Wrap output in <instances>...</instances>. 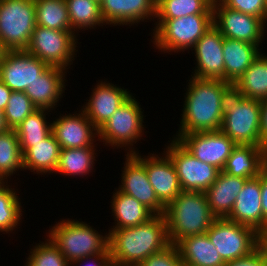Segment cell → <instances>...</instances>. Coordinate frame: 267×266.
I'll use <instances>...</instances> for the list:
<instances>
[{"mask_svg": "<svg viewBox=\"0 0 267 266\" xmlns=\"http://www.w3.org/2000/svg\"><path fill=\"white\" fill-rule=\"evenodd\" d=\"M73 32H79L106 26L101 14L100 3L95 0H65ZM82 30V31H80Z\"/></svg>", "mask_w": 267, "mask_h": 266, "instance_id": "32", "label": "cell"}, {"mask_svg": "<svg viewBox=\"0 0 267 266\" xmlns=\"http://www.w3.org/2000/svg\"><path fill=\"white\" fill-rule=\"evenodd\" d=\"M110 201L111 213L115 222L110 229L137 226L149 221L155 214L134 197L118 189L114 190Z\"/></svg>", "mask_w": 267, "mask_h": 266, "instance_id": "26", "label": "cell"}, {"mask_svg": "<svg viewBox=\"0 0 267 266\" xmlns=\"http://www.w3.org/2000/svg\"><path fill=\"white\" fill-rule=\"evenodd\" d=\"M259 247L263 250L267 260V227L259 233Z\"/></svg>", "mask_w": 267, "mask_h": 266, "instance_id": "46", "label": "cell"}, {"mask_svg": "<svg viewBox=\"0 0 267 266\" xmlns=\"http://www.w3.org/2000/svg\"><path fill=\"white\" fill-rule=\"evenodd\" d=\"M77 37L73 31H61L36 25L26 51L49 66L68 71L77 58L80 45L78 42L80 39Z\"/></svg>", "mask_w": 267, "mask_h": 266, "instance_id": "9", "label": "cell"}, {"mask_svg": "<svg viewBox=\"0 0 267 266\" xmlns=\"http://www.w3.org/2000/svg\"><path fill=\"white\" fill-rule=\"evenodd\" d=\"M260 136L262 147L267 142V98L261 101Z\"/></svg>", "mask_w": 267, "mask_h": 266, "instance_id": "44", "label": "cell"}, {"mask_svg": "<svg viewBox=\"0 0 267 266\" xmlns=\"http://www.w3.org/2000/svg\"><path fill=\"white\" fill-rule=\"evenodd\" d=\"M35 26L34 0H0V41L7 51L26 50Z\"/></svg>", "mask_w": 267, "mask_h": 266, "instance_id": "8", "label": "cell"}, {"mask_svg": "<svg viewBox=\"0 0 267 266\" xmlns=\"http://www.w3.org/2000/svg\"><path fill=\"white\" fill-rule=\"evenodd\" d=\"M223 41V35L214 25L203 34L191 49L196 58V67L191 76L224 81Z\"/></svg>", "mask_w": 267, "mask_h": 266, "instance_id": "17", "label": "cell"}, {"mask_svg": "<svg viewBox=\"0 0 267 266\" xmlns=\"http://www.w3.org/2000/svg\"><path fill=\"white\" fill-rule=\"evenodd\" d=\"M185 266H225L206 233L188 236L176 244Z\"/></svg>", "mask_w": 267, "mask_h": 266, "instance_id": "25", "label": "cell"}, {"mask_svg": "<svg viewBox=\"0 0 267 266\" xmlns=\"http://www.w3.org/2000/svg\"><path fill=\"white\" fill-rule=\"evenodd\" d=\"M92 261V262H91ZM89 262V263H88ZM84 263V264H83ZM82 264V265H81ZM113 266L110 254H96L69 263V266Z\"/></svg>", "mask_w": 267, "mask_h": 266, "instance_id": "42", "label": "cell"}, {"mask_svg": "<svg viewBox=\"0 0 267 266\" xmlns=\"http://www.w3.org/2000/svg\"><path fill=\"white\" fill-rule=\"evenodd\" d=\"M168 142L163 152L174 164L182 191L206 192L221 170L194 157L177 139Z\"/></svg>", "mask_w": 267, "mask_h": 266, "instance_id": "11", "label": "cell"}, {"mask_svg": "<svg viewBox=\"0 0 267 266\" xmlns=\"http://www.w3.org/2000/svg\"><path fill=\"white\" fill-rule=\"evenodd\" d=\"M136 152L133 155L145 166L149 182L158 199L166 206L182 191L174 164L169 156L162 154ZM163 155V156H161Z\"/></svg>", "mask_w": 267, "mask_h": 266, "instance_id": "18", "label": "cell"}, {"mask_svg": "<svg viewBox=\"0 0 267 266\" xmlns=\"http://www.w3.org/2000/svg\"><path fill=\"white\" fill-rule=\"evenodd\" d=\"M212 8L213 25L224 38L262 45L265 35L263 21L260 18L230 9L220 0L214 1Z\"/></svg>", "mask_w": 267, "mask_h": 266, "instance_id": "12", "label": "cell"}, {"mask_svg": "<svg viewBox=\"0 0 267 266\" xmlns=\"http://www.w3.org/2000/svg\"><path fill=\"white\" fill-rule=\"evenodd\" d=\"M9 180L0 181V233L11 234L13 231L19 229L20 222L24 210L21 199L19 197L18 189L11 187ZM17 228V229H15Z\"/></svg>", "mask_w": 267, "mask_h": 266, "instance_id": "31", "label": "cell"}, {"mask_svg": "<svg viewBox=\"0 0 267 266\" xmlns=\"http://www.w3.org/2000/svg\"><path fill=\"white\" fill-rule=\"evenodd\" d=\"M48 67L26 50L6 51L0 62V80L11 91L24 92Z\"/></svg>", "mask_w": 267, "mask_h": 266, "instance_id": "14", "label": "cell"}, {"mask_svg": "<svg viewBox=\"0 0 267 266\" xmlns=\"http://www.w3.org/2000/svg\"><path fill=\"white\" fill-rule=\"evenodd\" d=\"M7 128L4 120V113L2 110H0V132L5 131Z\"/></svg>", "mask_w": 267, "mask_h": 266, "instance_id": "48", "label": "cell"}, {"mask_svg": "<svg viewBox=\"0 0 267 266\" xmlns=\"http://www.w3.org/2000/svg\"><path fill=\"white\" fill-rule=\"evenodd\" d=\"M60 144L52 132L41 142L33 143L23 153V168L37 175L55 173L60 156Z\"/></svg>", "mask_w": 267, "mask_h": 266, "instance_id": "27", "label": "cell"}, {"mask_svg": "<svg viewBox=\"0 0 267 266\" xmlns=\"http://www.w3.org/2000/svg\"><path fill=\"white\" fill-rule=\"evenodd\" d=\"M138 266H185L176 245L170 244L164 250L150 255Z\"/></svg>", "mask_w": 267, "mask_h": 266, "instance_id": "39", "label": "cell"}, {"mask_svg": "<svg viewBox=\"0 0 267 266\" xmlns=\"http://www.w3.org/2000/svg\"><path fill=\"white\" fill-rule=\"evenodd\" d=\"M156 3L157 0H101L100 8L106 25L131 27L144 21L154 22Z\"/></svg>", "mask_w": 267, "mask_h": 266, "instance_id": "20", "label": "cell"}, {"mask_svg": "<svg viewBox=\"0 0 267 266\" xmlns=\"http://www.w3.org/2000/svg\"><path fill=\"white\" fill-rule=\"evenodd\" d=\"M124 157L125 163H122L124 166L121 167L122 180L117 189L137 199L155 215H163L165 205L156 196L145 166L133 154H125Z\"/></svg>", "mask_w": 267, "mask_h": 266, "instance_id": "16", "label": "cell"}, {"mask_svg": "<svg viewBox=\"0 0 267 266\" xmlns=\"http://www.w3.org/2000/svg\"><path fill=\"white\" fill-rule=\"evenodd\" d=\"M140 102L131 96L108 121L98 129L99 143L111 149L125 150V154L140 152L135 145L143 137L144 112ZM103 142V143H102ZM135 144V145H134ZM136 150H135V148Z\"/></svg>", "mask_w": 267, "mask_h": 266, "instance_id": "6", "label": "cell"}, {"mask_svg": "<svg viewBox=\"0 0 267 266\" xmlns=\"http://www.w3.org/2000/svg\"><path fill=\"white\" fill-rule=\"evenodd\" d=\"M67 72L63 68L49 66L32 84L24 91L37 109L55 111L59 100L65 93Z\"/></svg>", "mask_w": 267, "mask_h": 266, "instance_id": "21", "label": "cell"}, {"mask_svg": "<svg viewBox=\"0 0 267 266\" xmlns=\"http://www.w3.org/2000/svg\"><path fill=\"white\" fill-rule=\"evenodd\" d=\"M226 219L250 226L258 233L263 230L261 173L257 177L246 180Z\"/></svg>", "mask_w": 267, "mask_h": 266, "instance_id": "22", "label": "cell"}, {"mask_svg": "<svg viewBox=\"0 0 267 266\" xmlns=\"http://www.w3.org/2000/svg\"><path fill=\"white\" fill-rule=\"evenodd\" d=\"M92 87L90 97L81 105V110L87 118L99 129L131 96L132 93L124 87L107 80H99ZM128 90V91H127Z\"/></svg>", "mask_w": 267, "mask_h": 266, "instance_id": "19", "label": "cell"}, {"mask_svg": "<svg viewBox=\"0 0 267 266\" xmlns=\"http://www.w3.org/2000/svg\"><path fill=\"white\" fill-rule=\"evenodd\" d=\"M107 232L113 266H138L150 255L170 245L164 215H155L137 226Z\"/></svg>", "mask_w": 267, "mask_h": 266, "instance_id": "2", "label": "cell"}, {"mask_svg": "<svg viewBox=\"0 0 267 266\" xmlns=\"http://www.w3.org/2000/svg\"><path fill=\"white\" fill-rule=\"evenodd\" d=\"M6 51L7 50L5 49V47L3 46V44L0 41V62L3 60Z\"/></svg>", "mask_w": 267, "mask_h": 266, "instance_id": "49", "label": "cell"}, {"mask_svg": "<svg viewBox=\"0 0 267 266\" xmlns=\"http://www.w3.org/2000/svg\"><path fill=\"white\" fill-rule=\"evenodd\" d=\"M261 201L263 210V229L267 227V172L261 171Z\"/></svg>", "mask_w": 267, "mask_h": 266, "instance_id": "43", "label": "cell"}, {"mask_svg": "<svg viewBox=\"0 0 267 266\" xmlns=\"http://www.w3.org/2000/svg\"><path fill=\"white\" fill-rule=\"evenodd\" d=\"M167 233L170 244L197 234L206 233L217 217L212 213L205 192L181 191L165 206Z\"/></svg>", "mask_w": 267, "mask_h": 266, "instance_id": "3", "label": "cell"}, {"mask_svg": "<svg viewBox=\"0 0 267 266\" xmlns=\"http://www.w3.org/2000/svg\"><path fill=\"white\" fill-rule=\"evenodd\" d=\"M232 90L245 98L264 100L267 98V55L263 52L255 59L243 75L232 85Z\"/></svg>", "mask_w": 267, "mask_h": 266, "instance_id": "29", "label": "cell"}, {"mask_svg": "<svg viewBox=\"0 0 267 266\" xmlns=\"http://www.w3.org/2000/svg\"><path fill=\"white\" fill-rule=\"evenodd\" d=\"M263 171L267 172V142L262 145Z\"/></svg>", "mask_w": 267, "mask_h": 266, "instance_id": "47", "label": "cell"}, {"mask_svg": "<svg viewBox=\"0 0 267 266\" xmlns=\"http://www.w3.org/2000/svg\"><path fill=\"white\" fill-rule=\"evenodd\" d=\"M260 46L224 38V81L233 85L261 54L263 47Z\"/></svg>", "mask_w": 267, "mask_h": 266, "instance_id": "23", "label": "cell"}, {"mask_svg": "<svg viewBox=\"0 0 267 266\" xmlns=\"http://www.w3.org/2000/svg\"><path fill=\"white\" fill-rule=\"evenodd\" d=\"M246 180L220 171L215 182L205 192L209 207L217 218H226L230 214Z\"/></svg>", "mask_w": 267, "mask_h": 266, "instance_id": "24", "label": "cell"}, {"mask_svg": "<svg viewBox=\"0 0 267 266\" xmlns=\"http://www.w3.org/2000/svg\"><path fill=\"white\" fill-rule=\"evenodd\" d=\"M36 110L37 107L32 103L25 92L12 91L6 108L3 111L7 128L15 129L28 115Z\"/></svg>", "mask_w": 267, "mask_h": 266, "instance_id": "37", "label": "cell"}, {"mask_svg": "<svg viewBox=\"0 0 267 266\" xmlns=\"http://www.w3.org/2000/svg\"><path fill=\"white\" fill-rule=\"evenodd\" d=\"M36 25L61 31H73L65 0H34Z\"/></svg>", "mask_w": 267, "mask_h": 266, "instance_id": "35", "label": "cell"}, {"mask_svg": "<svg viewBox=\"0 0 267 266\" xmlns=\"http://www.w3.org/2000/svg\"><path fill=\"white\" fill-rule=\"evenodd\" d=\"M226 7L260 18L263 22L267 13L265 0H220Z\"/></svg>", "mask_w": 267, "mask_h": 266, "instance_id": "40", "label": "cell"}, {"mask_svg": "<svg viewBox=\"0 0 267 266\" xmlns=\"http://www.w3.org/2000/svg\"><path fill=\"white\" fill-rule=\"evenodd\" d=\"M151 34L158 52L171 53L191 50L213 25V14H193L176 19H155ZM155 45V46H154Z\"/></svg>", "mask_w": 267, "mask_h": 266, "instance_id": "5", "label": "cell"}, {"mask_svg": "<svg viewBox=\"0 0 267 266\" xmlns=\"http://www.w3.org/2000/svg\"><path fill=\"white\" fill-rule=\"evenodd\" d=\"M225 266H267V260L263 250L258 247L248 256L226 262Z\"/></svg>", "mask_w": 267, "mask_h": 266, "instance_id": "41", "label": "cell"}, {"mask_svg": "<svg viewBox=\"0 0 267 266\" xmlns=\"http://www.w3.org/2000/svg\"><path fill=\"white\" fill-rule=\"evenodd\" d=\"M24 266H33V265L26 259V262L24 263Z\"/></svg>", "mask_w": 267, "mask_h": 266, "instance_id": "51", "label": "cell"}, {"mask_svg": "<svg viewBox=\"0 0 267 266\" xmlns=\"http://www.w3.org/2000/svg\"><path fill=\"white\" fill-rule=\"evenodd\" d=\"M99 143L96 142L94 146L72 148V149H61L58 161L57 169L55 174L59 173L62 176H79L83 178L87 174H93L94 164L97 161L96 154L98 150L97 146Z\"/></svg>", "mask_w": 267, "mask_h": 266, "instance_id": "30", "label": "cell"}, {"mask_svg": "<svg viewBox=\"0 0 267 266\" xmlns=\"http://www.w3.org/2000/svg\"><path fill=\"white\" fill-rule=\"evenodd\" d=\"M172 138L177 139L194 157L221 171L236 146L221 130L174 135Z\"/></svg>", "mask_w": 267, "mask_h": 266, "instance_id": "13", "label": "cell"}, {"mask_svg": "<svg viewBox=\"0 0 267 266\" xmlns=\"http://www.w3.org/2000/svg\"><path fill=\"white\" fill-rule=\"evenodd\" d=\"M262 170V147L255 145H236L222 169L228 175L247 179L259 176Z\"/></svg>", "mask_w": 267, "mask_h": 266, "instance_id": "28", "label": "cell"}, {"mask_svg": "<svg viewBox=\"0 0 267 266\" xmlns=\"http://www.w3.org/2000/svg\"><path fill=\"white\" fill-rule=\"evenodd\" d=\"M180 125L175 135L219 131L222 127L224 102L232 84L221 79L187 80Z\"/></svg>", "mask_w": 267, "mask_h": 266, "instance_id": "1", "label": "cell"}, {"mask_svg": "<svg viewBox=\"0 0 267 266\" xmlns=\"http://www.w3.org/2000/svg\"><path fill=\"white\" fill-rule=\"evenodd\" d=\"M79 220L60 219L49 226L46 236L69 263L96 254H110L108 232H98L90 223Z\"/></svg>", "mask_w": 267, "mask_h": 266, "instance_id": "4", "label": "cell"}, {"mask_svg": "<svg viewBox=\"0 0 267 266\" xmlns=\"http://www.w3.org/2000/svg\"><path fill=\"white\" fill-rule=\"evenodd\" d=\"M45 241L32 244L26 258L33 266H69L61 251L45 236ZM34 246V247H33Z\"/></svg>", "mask_w": 267, "mask_h": 266, "instance_id": "38", "label": "cell"}, {"mask_svg": "<svg viewBox=\"0 0 267 266\" xmlns=\"http://www.w3.org/2000/svg\"><path fill=\"white\" fill-rule=\"evenodd\" d=\"M212 0H157L155 19H176L193 14H213Z\"/></svg>", "mask_w": 267, "mask_h": 266, "instance_id": "36", "label": "cell"}, {"mask_svg": "<svg viewBox=\"0 0 267 266\" xmlns=\"http://www.w3.org/2000/svg\"><path fill=\"white\" fill-rule=\"evenodd\" d=\"M23 168V154L15 129L0 132V180H10L11 176Z\"/></svg>", "mask_w": 267, "mask_h": 266, "instance_id": "34", "label": "cell"}, {"mask_svg": "<svg viewBox=\"0 0 267 266\" xmlns=\"http://www.w3.org/2000/svg\"><path fill=\"white\" fill-rule=\"evenodd\" d=\"M12 91L0 80V110L4 111Z\"/></svg>", "mask_w": 267, "mask_h": 266, "instance_id": "45", "label": "cell"}, {"mask_svg": "<svg viewBox=\"0 0 267 266\" xmlns=\"http://www.w3.org/2000/svg\"><path fill=\"white\" fill-rule=\"evenodd\" d=\"M263 25H264V34L266 35V32H267V30H266V26H267V13H266V17H265V20H264V22H263ZM266 31V32H265Z\"/></svg>", "mask_w": 267, "mask_h": 266, "instance_id": "50", "label": "cell"}, {"mask_svg": "<svg viewBox=\"0 0 267 266\" xmlns=\"http://www.w3.org/2000/svg\"><path fill=\"white\" fill-rule=\"evenodd\" d=\"M49 112L53 113L49 109H37L15 128L22 154L32 147L33 143L41 142L52 132V121H47V116L51 114Z\"/></svg>", "mask_w": 267, "mask_h": 266, "instance_id": "33", "label": "cell"}, {"mask_svg": "<svg viewBox=\"0 0 267 266\" xmlns=\"http://www.w3.org/2000/svg\"><path fill=\"white\" fill-rule=\"evenodd\" d=\"M261 101L236 94L233 90L224 102L221 131L236 145L261 147Z\"/></svg>", "mask_w": 267, "mask_h": 266, "instance_id": "7", "label": "cell"}, {"mask_svg": "<svg viewBox=\"0 0 267 266\" xmlns=\"http://www.w3.org/2000/svg\"><path fill=\"white\" fill-rule=\"evenodd\" d=\"M206 234L225 262L248 256L259 247L255 229L226 218H217Z\"/></svg>", "mask_w": 267, "mask_h": 266, "instance_id": "10", "label": "cell"}, {"mask_svg": "<svg viewBox=\"0 0 267 266\" xmlns=\"http://www.w3.org/2000/svg\"><path fill=\"white\" fill-rule=\"evenodd\" d=\"M54 119L52 134L61 149L91 147L96 144V141L99 142L98 129L82 110L77 108V111L72 114L60 113L59 118Z\"/></svg>", "mask_w": 267, "mask_h": 266, "instance_id": "15", "label": "cell"}]
</instances>
